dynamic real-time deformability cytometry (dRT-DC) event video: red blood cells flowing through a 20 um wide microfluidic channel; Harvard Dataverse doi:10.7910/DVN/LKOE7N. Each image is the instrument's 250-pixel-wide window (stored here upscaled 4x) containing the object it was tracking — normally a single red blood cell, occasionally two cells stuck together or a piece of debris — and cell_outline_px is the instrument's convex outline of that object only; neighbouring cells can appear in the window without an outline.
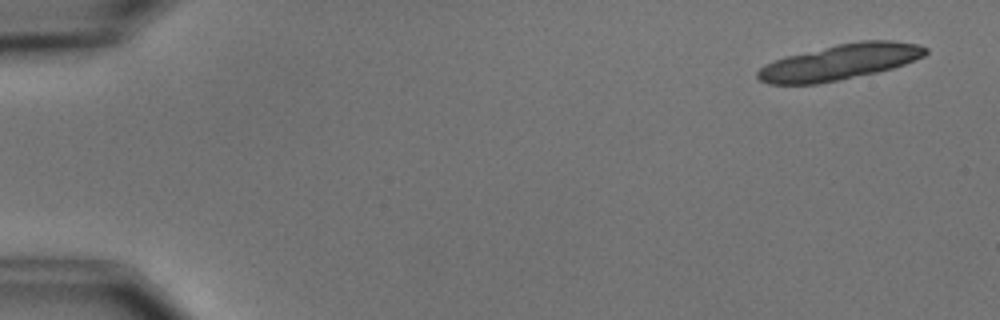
{"species": "common noctule bat (a hibernating species)", "species_latin": "Nyctalus noctula", "temperature_condition": "cold", "stored_images_in_passage": 5, "camera_frame_rate_fps": 3000, "um_per_image_px": 0.085, "animal": {"sex": "male", "body_mass_g": 15.6}, "frame": {"image": 1, "passage_image": 1, "time_ms": 0.0, "image_size_px": [1000, 320], "cell_outline_px": [[928, 52], [924, 56], [904, 64], [892, 68], [876, 72], [816, 84], [768, 84], [760, 80], [756, 76], [756, 72], [764, 64], [772, 60], [784, 56], [836, 44], [860, 40], [892, 40], [916, 44], [928, 48]], "centroid_in_image_um": [71.35, 5.26], "position_along_channel_um": 13.7, "area_um2": 34.85}}